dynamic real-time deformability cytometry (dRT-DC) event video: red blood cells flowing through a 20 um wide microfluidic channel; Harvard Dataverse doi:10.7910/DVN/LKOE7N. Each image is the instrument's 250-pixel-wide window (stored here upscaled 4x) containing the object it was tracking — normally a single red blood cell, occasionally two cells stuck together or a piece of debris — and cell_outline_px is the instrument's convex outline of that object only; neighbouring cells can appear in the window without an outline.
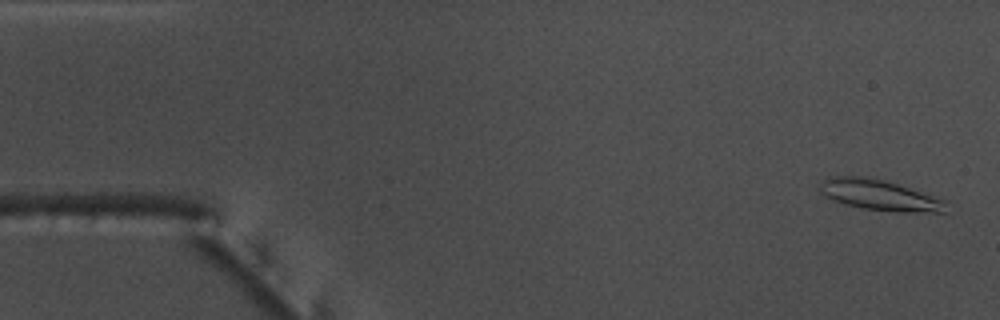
{"species": "common noctule bat (a hibernating species)", "species_latin": "Nyctalus noctula", "temperature_condition": "warm", "stored_images_in_passage": 54, "camera_frame_rate_fps": 3000, "um_per_image_px": 0.085, "animal": {"sex": "male", "body_mass_g": 17.5, "forearm_length_mm": 52.3}, "frame": {"image": 1, "passage_image": 2, "time_ms": 0.333, "image_size_px": [1000, 320], "cell_outline_px": [[944, 212], [896, 212], [860, 208], [844, 204], [832, 200], [820, 192], [820, 184], [828, 176], [872, 176], [944, 200]], "centroid_in_image_um": [74.67, 16.57], "position_along_channel_um": 10.3, "area_um2": 22.31}}
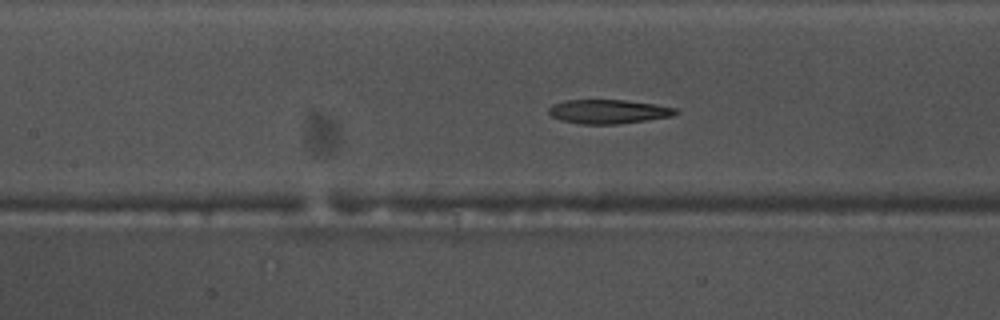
{"frame": {"image": 2, "passage_image": 24, "time_ms": 7.667, "image_size_px": [1000, 320], "cell_outline_px": [[680, 112], [672, 116], [620, 124], [580, 124], [560, 120], [552, 116], [548, 112], [548, 108], [552, 104], [564, 100], [628, 100], [676, 108]], "centroid_in_image_um": [51.69, 9.48], "position_along_channel_um": 155.7, "area_um2": 17.86}}
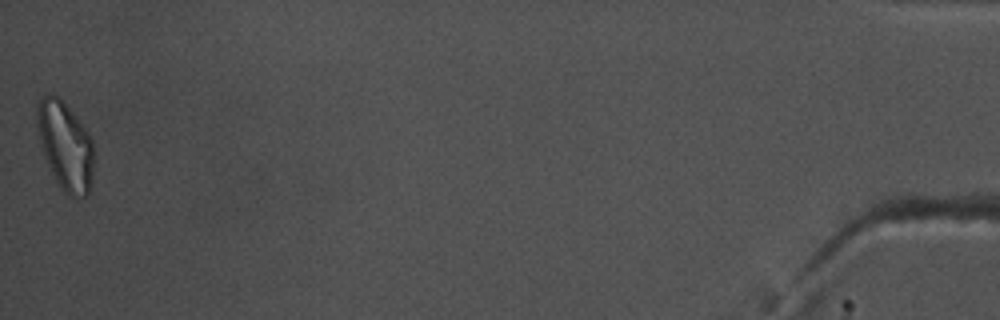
{"frame": {"image": 3, "passage_image": 54, "time_ms": 17.667, "image_size_px": [1000, 320], "cell_outline_px": [[92, 180], [88, 196], [76, 200], [68, 196], [60, 188], [44, 156], [36, 128], [36, 104], [48, 92], [52, 92], [60, 96], [92, 136]], "centroid_in_image_um": [5.54, 12.38], "position_along_channel_um": 429.7, "area_um2": 29.82}, "authors_computed_cell_mechanics": {"area_um2": 20.0855, "velocity_mm_per_s": 3.7615, "shape_relaxation_time_tau1_ms": null, "shape_relaxation_time_tau2_ms": 4.3611, "deformation_change_tau1": null, "deformation_change_tau2": 0.1402}}